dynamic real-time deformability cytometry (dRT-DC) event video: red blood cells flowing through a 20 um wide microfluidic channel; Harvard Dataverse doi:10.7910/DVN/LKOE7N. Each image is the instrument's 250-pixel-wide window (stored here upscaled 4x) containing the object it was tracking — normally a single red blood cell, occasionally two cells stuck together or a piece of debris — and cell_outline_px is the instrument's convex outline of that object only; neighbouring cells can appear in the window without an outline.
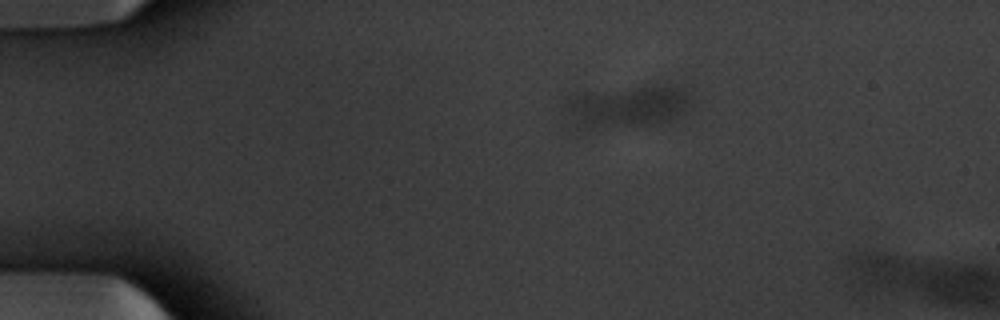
{"species": "common noctule bat (a hibernating species)", "species_latin": "Nyctalus noctula", "temperature_condition": "warm", "stored_images_in_passage": 13, "camera_frame_rate_fps": 3000, "um_per_image_px": 0.085, "animal": {"sex": "male", "body_mass_g": 20.1, "forearm_length_mm": 53.5}, "frame": {"image": 1, "passage_image": 11, "time_ms": 3.333, "image_size_px": [1000, 320], "cell_outline_px": [[692, 108], [672, 120], [648, 124], [596, 128], [576, 128], [572, 124], [564, 108], [564, 96], [580, 92], [644, 84], [664, 84], [684, 88], [692, 96]], "centroid_in_image_um": [53.3, 8.99], "position_along_channel_um": 31.7, "area_um2": 32.37}}